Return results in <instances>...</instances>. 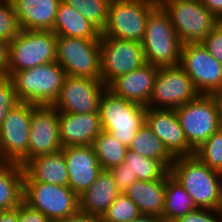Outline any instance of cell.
I'll return each mask as SVG.
<instances>
[{
  "label": "cell",
  "mask_w": 222,
  "mask_h": 222,
  "mask_svg": "<svg viewBox=\"0 0 222 222\" xmlns=\"http://www.w3.org/2000/svg\"><path fill=\"white\" fill-rule=\"evenodd\" d=\"M69 175L68 187L79 197L103 171L92 145L68 146L61 150Z\"/></svg>",
  "instance_id": "ac0fdd59"
},
{
  "label": "cell",
  "mask_w": 222,
  "mask_h": 222,
  "mask_svg": "<svg viewBox=\"0 0 222 222\" xmlns=\"http://www.w3.org/2000/svg\"><path fill=\"white\" fill-rule=\"evenodd\" d=\"M58 222H103L102 217L94 216L91 214H85L82 212H78L68 218L59 220Z\"/></svg>",
  "instance_id": "ab89813d"
},
{
  "label": "cell",
  "mask_w": 222,
  "mask_h": 222,
  "mask_svg": "<svg viewBox=\"0 0 222 222\" xmlns=\"http://www.w3.org/2000/svg\"><path fill=\"white\" fill-rule=\"evenodd\" d=\"M128 149L144 157L158 160L168 171L174 160L165 149L162 141L153 133L146 123L136 132Z\"/></svg>",
  "instance_id": "83f0119b"
},
{
  "label": "cell",
  "mask_w": 222,
  "mask_h": 222,
  "mask_svg": "<svg viewBox=\"0 0 222 222\" xmlns=\"http://www.w3.org/2000/svg\"><path fill=\"white\" fill-rule=\"evenodd\" d=\"M59 131L62 148L92 145L102 132L100 114L59 112Z\"/></svg>",
  "instance_id": "ffe728a7"
},
{
  "label": "cell",
  "mask_w": 222,
  "mask_h": 222,
  "mask_svg": "<svg viewBox=\"0 0 222 222\" xmlns=\"http://www.w3.org/2000/svg\"><path fill=\"white\" fill-rule=\"evenodd\" d=\"M181 48L168 13L158 4L149 14L142 41L146 63L158 67L179 65Z\"/></svg>",
  "instance_id": "3957f363"
},
{
  "label": "cell",
  "mask_w": 222,
  "mask_h": 222,
  "mask_svg": "<svg viewBox=\"0 0 222 222\" xmlns=\"http://www.w3.org/2000/svg\"><path fill=\"white\" fill-rule=\"evenodd\" d=\"M217 173H218V177L220 179V182L222 184V167L217 171Z\"/></svg>",
  "instance_id": "bcb514c9"
},
{
  "label": "cell",
  "mask_w": 222,
  "mask_h": 222,
  "mask_svg": "<svg viewBox=\"0 0 222 222\" xmlns=\"http://www.w3.org/2000/svg\"><path fill=\"white\" fill-rule=\"evenodd\" d=\"M197 209L196 204L183 186L166 173V191L162 222H176L181 216Z\"/></svg>",
  "instance_id": "4316f807"
},
{
  "label": "cell",
  "mask_w": 222,
  "mask_h": 222,
  "mask_svg": "<svg viewBox=\"0 0 222 222\" xmlns=\"http://www.w3.org/2000/svg\"><path fill=\"white\" fill-rule=\"evenodd\" d=\"M109 172L112 174L114 181L117 183L118 190L121 193H125L128 187L137 180L136 175H133L124 162L119 166L112 167L109 169Z\"/></svg>",
  "instance_id": "8d00e7d4"
},
{
  "label": "cell",
  "mask_w": 222,
  "mask_h": 222,
  "mask_svg": "<svg viewBox=\"0 0 222 222\" xmlns=\"http://www.w3.org/2000/svg\"><path fill=\"white\" fill-rule=\"evenodd\" d=\"M0 222H18V207L0 211Z\"/></svg>",
  "instance_id": "7bdbcfd3"
},
{
  "label": "cell",
  "mask_w": 222,
  "mask_h": 222,
  "mask_svg": "<svg viewBox=\"0 0 222 222\" xmlns=\"http://www.w3.org/2000/svg\"><path fill=\"white\" fill-rule=\"evenodd\" d=\"M130 222H162L161 218L157 215L141 214L139 217Z\"/></svg>",
  "instance_id": "ee69618b"
},
{
  "label": "cell",
  "mask_w": 222,
  "mask_h": 222,
  "mask_svg": "<svg viewBox=\"0 0 222 222\" xmlns=\"http://www.w3.org/2000/svg\"><path fill=\"white\" fill-rule=\"evenodd\" d=\"M57 36L52 31L21 30L9 45L5 72H16L56 62Z\"/></svg>",
  "instance_id": "52a82bcc"
},
{
  "label": "cell",
  "mask_w": 222,
  "mask_h": 222,
  "mask_svg": "<svg viewBox=\"0 0 222 222\" xmlns=\"http://www.w3.org/2000/svg\"><path fill=\"white\" fill-rule=\"evenodd\" d=\"M145 123L173 158L194 154L195 151L187 143L175 110L147 107Z\"/></svg>",
  "instance_id": "e0dca14e"
},
{
  "label": "cell",
  "mask_w": 222,
  "mask_h": 222,
  "mask_svg": "<svg viewBox=\"0 0 222 222\" xmlns=\"http://www.w3.org/2000/svg\"><path fill=\"white\" fill-rule=\"evenodd\" d=\"M200 95L222 91V64L199 43H182L180 64Z\"/></svg>",
  "instance_id": "7c38bea8"
},
{
  "label": "cell",
  "mask_w": 222,
  "mask_h": 222,
  "mask_svg": "<svg viewBox=\"0 0 222 222\" xmlns=\"http://www.w3.org/2000/svg\"><path fill=\"white\" fill-rule=\"evenodd\" d=\"M166 191V174L158 180H136L125 194L138 207L141 214L163 215Z\"/></svg>",
  "instance_id": "cb8c5ba5"
},
{
  "label": "cell",
  "mask_w": 222,
  "mask_h": 222,
  "mask_svg": "<svg viewBox=\"0 0 222 222\" xmlns=\"http://www.w3.org/2000/svg\"><path fill=\"white\" fill-rule=\"evenodd\" d=\"M21 31L11 0H0V38L11 42Z\"/></svg>",
  "instance_id": "836d02e7"
},
{
  "label": "cell",
  "mask_w": 222,
  "mask_h": 222,
  "mask_svg": "<svg viewBox=\"0 0 222 222\" xmlns=\"http://www.w3.org/2000/svg\"><path fill=\"white\" fill-rule=\"evenodd\" d=\"M52 32L56 36L84 39H100L101 32L78 10L60 2Z\"/></svg>",
  "instance_id": "d4e9b609"
},
{
  "label": "cell",
  "mask_w": 222,
  "mask_h": 222,
  "mask_svg": "<svg viewBox=\"0 0 222 222\" xmlns=\"http://www.w3.org/2000/svg\"><path fill=\"white\" fill-rule=\"evenodd\" d=\"M92 146L103 170H109L123 163L128 150L113 135L105 131L95 138Z\"/></svg>",
  "instance_id": "f1b7e54d"
},
{
  "label": "cell",
  "mask_w": 222,
  "mask_h": 222,
  "mask_svg": "<svg viewBox=\"0 0 222 222\" xmlns=\"http://www.w3.org/2000/svg\"><path fill=\"white\" fill-rule=\"evenodd\" d=\"M121 194L109 170H103L92 185L79 196L80 212L103 217Z\"/></svg>",
  "instance_id": "603a6c76"
},
{
  "label": "cell",
  "mask_w": 222,
  "mask_h": 222,
  "mask_svg": "<svg viewBox=\"0 0 222 222\" xmlns=\"http://www.w3.org/2000/svg\"><path fill=\"white\" fill-rule=\"evenodd\" d=\"M147 107L114 95L106 89L101 96L99 114L102 131L110 133L127 148L145 124Z\"/></svg>",
  "instance_id": "277c9868"
},
{
  "label": "cell",
  "mask_w": 222,
  "mask_h": 222,
  "mask_svg": "<svg viewBox=\"0 0 222 222\" xmlns=\"http://www.w3.org/2000/svg\"><path fill=\"white\" fill-rule=\"evenodd\" d=\"M21 30L52 31L62 0H11Z\"/></svg>",
  "instance_id": "44dd1931"
},
{
  "label": "cell",
  "mask_w": 222,
  "mask_h": 222,
  "mask_svg": "<svg viewBox=\"0 0 222 222\" xmlns=\"http://www.w3.org/2000/svg\"><path fill=\"white\" fill-rule=\"evenodd\" d=\"M158 4V0H111L101 35L142 43L149 14Z\"/></svg>",
  "instance_id": "8992f818"
},
{
  "label": "cell",
  "mask_w": 222,
  "mask_h": 222,
  "mask_svg": "<svg viewBox=\"0 0 222 222\" xmlns=\"http://www.w3.org/2000/svg\"><path fill=\"white\" fill-rule=\"evenodd\" d=\"M9 45L10 42L0 38V75H2L7 68L9 61Z\"/></svg>",
  "instance_id": "60d3db41"
},
{
  "label": "cell",
  "mask_w": 222,
  "mask_h": 222,
  "mask_svg": "<svg viewBox=\"0 0 222 222\" xmlns=\"http://www.w3.org/2000/svg\"><path fill=\"white\" fill-rule=\"evenodd\" d=\"M194 155L209 168L218 171L222 167V127L196 149Z\"/></svg>",
  "instance_id": "1f68e13d"
},
{
  "label": "cell",
  "mask_w": 222,
  "mask_h": 222,
  "mask_svg": "<svg viewBox=\"0 0 222 222\" xmlns=\"http://www.w3.org/2000/svg\"><path fill=\"white\" fill-rule=\"evenodd\" d=\"M141 215L138 207L125 194L121 193L102 217L103 222H130Z\"/></svg>",
  "instance_id": "d6a6232c"
},
{
  "label": "cell",
  "mask_w": 222,
  "mask_h": 222,
  "mask_svg": "<svg viewBox=\"0 0 222 222\" xmlns=\"http://www.w3.org/2000/svg\"><path fill=\"white\" fill-rule=\"evenodd\" d=\"M182 43H199L218 25L200 0L159 1Z\"/></svg>",
  "instance_id": "ba28073f"
},
{
  "label": "cell",
  "mask_w": 222,
  "mask_h": 222,
  "mask_svg": "<svg viewBox=\"0 0 222 222\" xmlns=\"http://www.w3.org/2000/svg\"><path fill=\"white\" fill-rule=\"evenodd\" d=\"M99 44L101 80L106 86L146 63L142 43L101 35Z\"/></svg>",
  "instance_id": "5bb4252c"
},
{
  "label": "cell",
  "mask_w": 222,
  "mask_h": 222,
  "mask_svg": "<svg viewBox=\"0 0 222 222\" xmlns=\"http://www.w3.org/2000/svg\"><path fill=\"white\" fill-rule=\"evenodd\" d=\"M176 222H222V210L197 208L181 216Z\"/></svg>",
  "instance_id": "d590c367"
},
{
  "label": "cell",
  "mask_w": 222,
  "mask_h": 222,
  "mask_svg": "<svg viewBox=\"0 0 222 222\" xmlns=\"http://www.w3.org/2000/svg\"><path fill=\"white\" fill-rule=\"evenodd\" d=\"M78 10L88 21L102 32L106 27L108 8L111 0H63Z\"/></svg>",
  "instance_id": "4dcf8cb0"
},
{
  "label": "cell",
  "mask_w": 222,
  "mask_h": 222,
  "mask_svg": "<svg viewBox=\"0 0 222 222\" xmlns=\"http://www.w3.org/2000/svg\"><path fill=\"white\" fill-rule=\"evenodd\" d=\"M24 170L20 164L0 161V211L19 207L23 202Z\"/></svg>",
  "instance_id": "484cf974"
},
{
  "label": "cell",
  "mask_w": 222,
  "mask_h": 222,
  "mask_svg": "<svg viewBox=\"0 0 222 222\" xmlns=\"http://www.w3.org/2000/svg\"><path fill=\"white\" fill-rule=\"evenodd\" d=\"M200 94L180 65L159 67L147 107L176 110Z\"/></svg>",
  "instance_id": "4fadbf2b"
},
{
  "label": "cell",
  "mask_w": 222,
  "mask_h": 222,
  "mask_svg": "<svg viewBox=\"0 0 222 222\" xmlns=\"http://www.w3.org/2000/svg\"><path fill=\"white\" fill-rule=\"evenodd\" d=\"M62 150L59 112L53 106L38 105L32 110L28 160Z\"/></svg>",
  "instance_id": "2e32d148"
},
{
  "label": "cell",
  "mask_w": 222,
  "mask_h": 222,
  "mask_svg": "<svg viewBox=\"0 0 222 222\" xmlns=\"http://www.w3.org/2000/svg\"><path fill=\"white\" fill-rule=\"evenodd\" d=\"M218 25L222 28V16L218 19Z\"/></svg>",
  "instance_id": "7dc6e473"
},
{
  "label": "cell",
  "mask_w": 222,
  "mask_h": 222,
  "mask_svg": "<svg viewBox=\"0 0 222 222\" xmlns=\"http://www.w3.org/2000/svg\"><path fill=\"white\" fill-rule=\"evenodd\" d=\"M37 105L18 103L0 126V161L23 166L28 161L32 110Z\"/></svg>",
  "instance_id": "8fae6325"
},
{
  "label": "cell",
  "mask_w": 222,
  "mask_h": 222,
  "mask_svg": "<svg viewBox=\"0 0 222 222\" xmlns=\"http://www.w3.org/2000/svg\"><path fill=\"white\" fill-rule=\"evenodd\" d=\"M100 39L57 36L56 62L68 76L101 80Z\"/></svg>",
  "instance_id": "9c48e42d"
},
{
  "label": "cell",
  "mask_w": 222,
  "mask_h": 222,
  "mask_svg": "<svg viewBox=\"0 0 222 222\" xmlns=\"http://www.w3.org/2000/svg\"><path fill=\"white\" fill-rule=\"evenodd\" d=\"M175 111L187 143L194 151L222 127L217 95H199Z\"/></svg>",
  "instance_id": "5b68a950"
},
{
  "label": "cell",
  "mask_w": 222,
  "mask_h": 222,
  "mask_svg": "<svg viewBox=\"0 0 222 222\" xmlns=\"http://www.w3.org/2000/svg\"><path fill=\"white\" fill-rule=\"evenodd\" d=\"M124 163L127 164L133 175H136L137 180H158L168 172L158 160L144 157L129 149L126 152Z\"/></svg>",
  "instance_id": "f546056e"
},
{
  "label": "cell",
  "mask_w": 222,
  "mask_h": 222,
  "mask_svg": "<svg viewBox=\"0 0 222 222\" xmlns=\"http://www.w3.org/2000/svg\"><path fill=\"white\" fill-rule=\"evenodd\" d=\"M106 89L102 80L66 75L52 106L63 113L99 112L100 99Z\"/></svg>",
  "instance_id": "9a60e30c"
},
{
  "label": "cell",
  "mask_w": 222,
  "mask_h": 222,
  "mask_svg": "<svg viewBox=\"0 0 222 222\" xmlns=\"http://www.w3.org/2000/svg\"><path fill=\"white\" fill-rule=\"evenodd\" d=\"M201 44L222 64V28L219 25L201 41Z\"/></svg>",
  "instance_id": "74e56055"
},
{
  "label": "cell",
  "mask_w": 222,
  "mask_h": 222,
  "mask_svg": "<svg viewBox=\"0 0 222 222\" xmlns=\"http://www.w3.org/2000/svg\"><path fill=\"white\" fill-rule=\"evenodd\" d=\"M158 69V66L145 63L140 68L114 79L107 89L118 97L147 107Z\"/></svg>",
  "instance_id": "d6986e66"
},
{
  "label": "cell",
  "mask_w": 222,
  "mask_h": 222,
  "mask_svg": "<svg viewBox=\"0 0 222 222\" xmlns=\"http://www.w3.org/2000/svg\"><path fill=\"white\" fill-rule=\"evenodd\" d=\"M24 181L68 186L69 175L63 152L36 156L23 166Z\"/></svg>",
  "instance_id": "7402d4cb"
},
{
  "label": "cell",
  "mask_w": 222,
  "mask_h": 222,
  "mask_svg": "<svg viewBox=\"0 0 222 222\" xmlns=\"http://www.w3.org/2000/svg\"><path fill=\"white\" fill-rule=\"evenodd\" d=\"M19 102L12 81L0 75V126L4 119Z\"/></svg>",
  "instance_id": "e575fe53"
},
{
  "label": "cell",
  "mask_w": 222,
  "mask_h": 222,
  "mask_svg": "<svg viewBox=\"0 0 222 222\" xmlns=\"http://www.w3.org/2000/svg\"><path fill=\"white\" fill-rule=\"evenodd\" d=\"M218 19L222 16V0H200Z\"/></svg>",
  "instance_id": "b9f144b4"
},
{
  "label": "cell",
  "mask_w": 222,
  "mask_h": 222,
  "mask_svg": "<svg viewBox=\"0 0 222 222\" xmlns=\"http://www.w3.org/2000/svg\"><path fill=\"white\" fill-rule=\"evenodd\" d=\"M23 201L52 222H58L80 211L79 197L68 186L24 181Z\"/></svg>",
  "instance_id": "30bf717a"
},
{
  "label": "cell",
  "mask_w": 222,
  "mask_h": 222,
  "mask_svg": "<svg viewBox=\"0 0 222 222\" xmlns=\"http://www.w3.org/2000/svg\"><path fill=\"white\" fill-rule=\"evenodd\" d=\"M220 105H221V114H222V91L217 95Z\"/></svg>",
  "instance_id": "f6af8a7d"
},
{
  "label": "cell",
  "mask_w": 222,
  "mask_h": 222,
  "mask_svg": "<svg viewBox=\"0 0 222 222\" xmlns=\"http://www.w3.org/2000/svg\"><path fill=\"white\" fill-rule=\"evenodd\" d=\"M18 222H52L40 211L30 207L24 201L18 207Z\"/></svg>",
  "instance_id": "f35d334b"
},
{
  "label": "cell",
  "mask_w": 222,
  "mask_h": 222,
  "mask_svg": "<svg viewBox=\"0 0 222 222\" xmlns=\"http://www.w3.org/2000/svg\"><path fill=\"white\" fill-rule=\"evenodd\" d=\"M169 173L183 186L197 208L222 210V184L218 173L197 156L175 157Z\"/></svg>",
  "instance_id": "6da1fadb"
},
{
  "label": "cell",
  "mask_w": 222,
  "mask_h": 222,
  "mask_svg": "<svg viewBox=\"0 0 222 222\" xmlns=\"http://www.w3.org/2000/svg\"><path fill=\"white\" fill-rule=\"evenodd\" d=\"M2 75L12 81L19 102L37 106H52L66 77L65 71L57 62L16 72H4Z\"/></svg>",
  "instance_id": "7a4b0ae2"
}]
</instances>
